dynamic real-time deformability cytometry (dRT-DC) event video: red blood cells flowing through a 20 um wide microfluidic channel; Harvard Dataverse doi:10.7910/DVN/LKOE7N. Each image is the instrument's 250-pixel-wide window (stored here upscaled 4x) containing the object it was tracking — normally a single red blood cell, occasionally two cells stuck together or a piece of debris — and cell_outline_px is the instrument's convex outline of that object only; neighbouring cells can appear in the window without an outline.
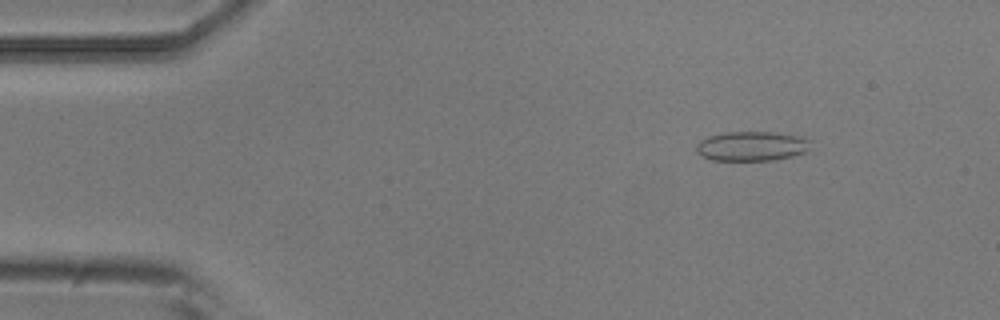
{"species": "common noctule bat (a hibernating species)", "species_latin": "Nyctalus noctula", "temperature_condition": "room temperature", "stored_images_in_passage": 5, "camera_frame_rate_fps": 3000, "um_per_image_px": 0.085, "animal": {"sex": "male", "body_mass_g": 20.5, "forearm_length_mm": 52.5}, "frame": {"image": 1, "passage_image": 2, "time_ms": 0.333, "image_size_px": [1000, 320], "cell_outline_px": [[812, 140], [808, 148], [804, 152], [792, 156], [772, 160], [712, 160], [696, 152], [696, 144], [700, 140], [708, 136], [728, 132], [772, 132], [800, 136]], "centroid_in_image_um": [63.89, 12.41], "position_along_channel_um": 21.1, "area_um2": 19.59}}
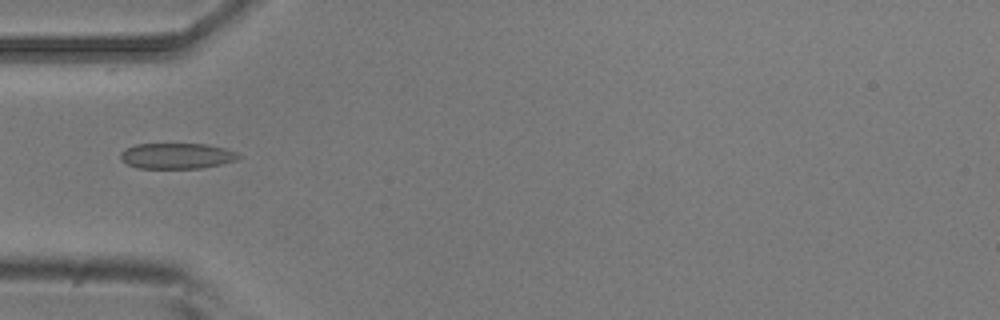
{"frame": {"image": 2, "passage_image": 5, "time_ms": 1.333, "image_size_px": [1000, 320], "cell_outline_px": [[240, 156], [236, 160], [220, 164], [200, 168], [136, 168], [120, 160], [120, 152], [124, 148], [136, 144], [208, 144], [224, 148], [236, 152]], "centroid_in_image_um": [14.97, 13.25], "position_along_channel_um": 70.0, "area_um2": 17.69}}